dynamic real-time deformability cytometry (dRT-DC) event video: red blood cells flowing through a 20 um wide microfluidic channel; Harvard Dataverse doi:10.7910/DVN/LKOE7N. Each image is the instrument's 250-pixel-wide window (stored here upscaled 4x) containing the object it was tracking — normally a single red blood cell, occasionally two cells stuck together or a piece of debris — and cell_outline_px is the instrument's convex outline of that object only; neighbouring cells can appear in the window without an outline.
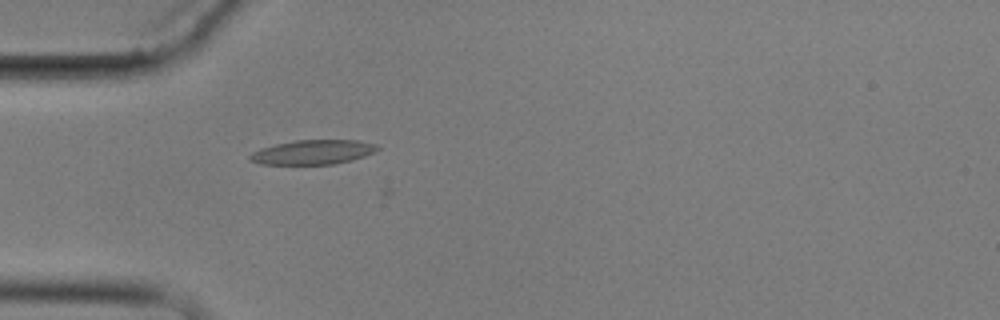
{"species": "common noctule bat (a hibernating species)", "species_latin": "Nyctalus noctula", "temperature_condition": "cold", "stored_images_in_passage": 6, "camera_frame_rate_fps": 3000, "um_per_image_px": 0.085, "animal": {"sex": "male", "body_mass_g": 17.9}, "frame": {"image": 1, "passage_image": 6, "time_ms": 6.0, "image_size_px": [1000, 320], "cell_outline_px": [[380, 148], [376, 152], [352, 160], [336, 164], [260, 164], [248, 160], [248, 156], [252, 152], [260, 148], [276, 144], [296, 140], [356, 140], [376, 144]], "centroid_in_image_um": [26.59, 12.93], "position_along_channel_um": 58.4, "area_um2": 18.26}}